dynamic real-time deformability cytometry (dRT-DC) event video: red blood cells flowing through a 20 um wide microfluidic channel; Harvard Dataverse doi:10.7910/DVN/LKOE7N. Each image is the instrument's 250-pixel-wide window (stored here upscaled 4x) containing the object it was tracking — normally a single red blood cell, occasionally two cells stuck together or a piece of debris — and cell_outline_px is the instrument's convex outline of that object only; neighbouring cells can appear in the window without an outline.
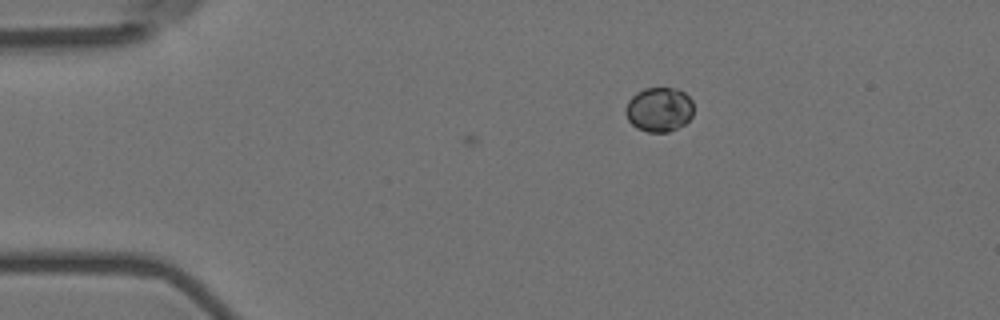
{"species": "Egyptian fruit bat (a non-hibernating species)", "species_latin": "Rousettus aegyptiacus", "temperature_condition": "room temperature", "stored_images_in_passage": 6, "camera_frame_rate_fps": 3000, "um_per_image_px": 0.085, "animal": {"sex": "female"}, "frame": {"image": 1, "passage_image": 6, "time_ms": 1.667, "image_size_px": [1000, 320], "cell_outline_px": [[692, 116], [684, 124], [668, 132], [648, 132], [636, 128], [628, 120], [624, 112], [624, 108], [628, 100], [636, 92], [644, 88], [676, 88], [684, 92], [692, 100]], "centroid_in_image_um": [55.99, 9.3], "position_along_channel_um": 29.0, "area_um2": 17.74}}